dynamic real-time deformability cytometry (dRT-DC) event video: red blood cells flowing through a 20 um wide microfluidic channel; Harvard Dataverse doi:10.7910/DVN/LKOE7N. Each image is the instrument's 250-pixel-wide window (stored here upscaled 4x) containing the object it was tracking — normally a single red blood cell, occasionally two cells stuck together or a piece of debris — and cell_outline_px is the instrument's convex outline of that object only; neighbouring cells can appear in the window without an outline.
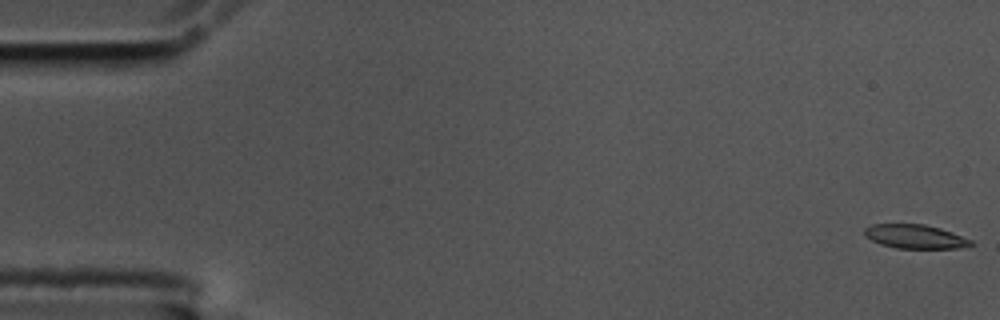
{"species": "common noctule bat (a hibernating species)", "species_latin": "Nyctalus noctula", "temperature_condition": "cold", "stored_images_in_passage": 14, "camera_frame_rate_fps": 3000, "um_per_image_px": 0.085, "animal": {"sex": "male", "body_mass_g": 17.5, "forearm_length_mm": 52.3}, "frame": {"image": 1, "passage_image": 1, "time_ms": 0.0, "image_size_px": [1000, 320], "cell_outline_px": [[976, 244], [968, 248], [896, 248], [880, 244], [864, 236], [864, 228], [872, 224], [924, 224], [940, 228], [952, 232], [972, 240]], "centroid_in_image_um": [77.82, 20.11], "position_along_channel_um": 7.2, "area_um2": 15.03}}